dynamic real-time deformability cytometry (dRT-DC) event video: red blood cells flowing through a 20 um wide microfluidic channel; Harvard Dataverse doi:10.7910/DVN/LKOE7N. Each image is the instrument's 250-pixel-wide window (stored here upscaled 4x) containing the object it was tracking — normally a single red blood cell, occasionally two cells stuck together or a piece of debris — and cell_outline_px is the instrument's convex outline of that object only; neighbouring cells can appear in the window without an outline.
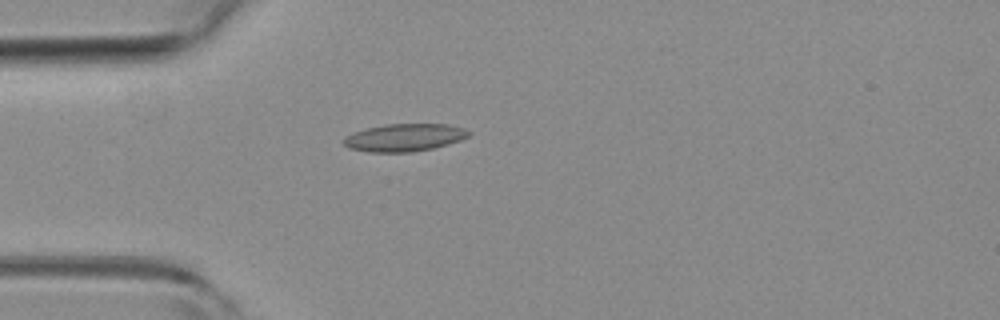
{"species": "common noctule bat (a hibernating species)", "species_latin": "Nyctalus noctula", "temperature_condition": "room temperature", "stored_images_in_passage": 1, "camera_frame_rate_fps": 3000, "um_per_image_px": 0.085, "animal": {"sex": "female", "body_mass_g": 19.3, "forearm_length_mm": 54.1}, "frame": {"image": 1, "passage_image": 1, "time_ms": 0.0, "image_size_px": [1000, 320], "cell_outline_px": [[472, 132], [468, 136], [460, 140], [448, 144], [432, 148], [412, 152], [368, 152], [348, 148], [340, 140], [344, 136], [352, 132], [384, 124], [448, 124], [464, 128]], "centroid_in_image_um": [34.33, 11.69], "position_along_channel_um": 50.7, "area_um2": 20.29}}